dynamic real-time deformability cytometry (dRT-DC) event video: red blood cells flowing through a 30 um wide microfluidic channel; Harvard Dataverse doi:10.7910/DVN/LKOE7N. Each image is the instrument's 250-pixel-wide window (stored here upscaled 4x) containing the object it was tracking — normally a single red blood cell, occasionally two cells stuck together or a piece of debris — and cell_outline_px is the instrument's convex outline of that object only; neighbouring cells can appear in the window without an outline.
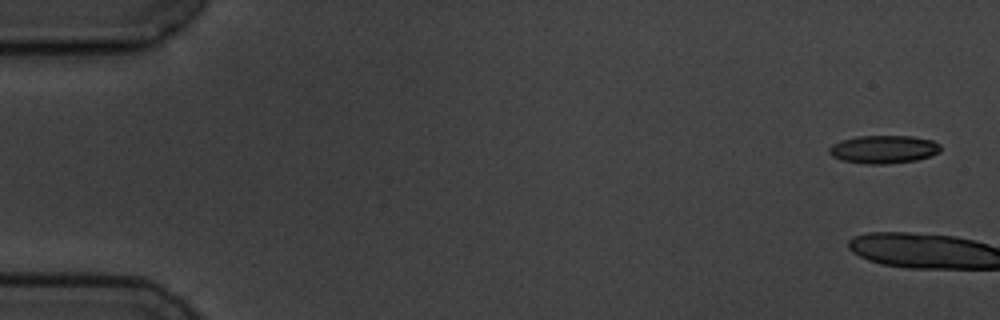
{"species": "common noctule bat (a hibernating species)", "species_latin": "Nyctalus noctula", "temperature_condition": "cold", "stored_images_in_passage": 5, "camera_frame_rate_fps": 3000, "um_per_image_px": 0.085, "animal": {"sex": "male", "body_mass_g": 19.5, "forearm_length_mm": 54.6}, "frame": {"image": 1, "passage_image": 1, "time_ms": 0.0, "image_size_px": [1000, 320], "cell_outline_px": [[940, 152], [916, 160], [884, 164], [864, 164], [840, 160], [832, 156], [828, 152], [828, 148], [832, 144], [840, 140], [856, 136], [912, 136], [932, 140], [940, 144]], "centroid_in_image_um": [75.06, 12.69], "position_along_channel_um": 9.9, "area_um2": 18.32}}